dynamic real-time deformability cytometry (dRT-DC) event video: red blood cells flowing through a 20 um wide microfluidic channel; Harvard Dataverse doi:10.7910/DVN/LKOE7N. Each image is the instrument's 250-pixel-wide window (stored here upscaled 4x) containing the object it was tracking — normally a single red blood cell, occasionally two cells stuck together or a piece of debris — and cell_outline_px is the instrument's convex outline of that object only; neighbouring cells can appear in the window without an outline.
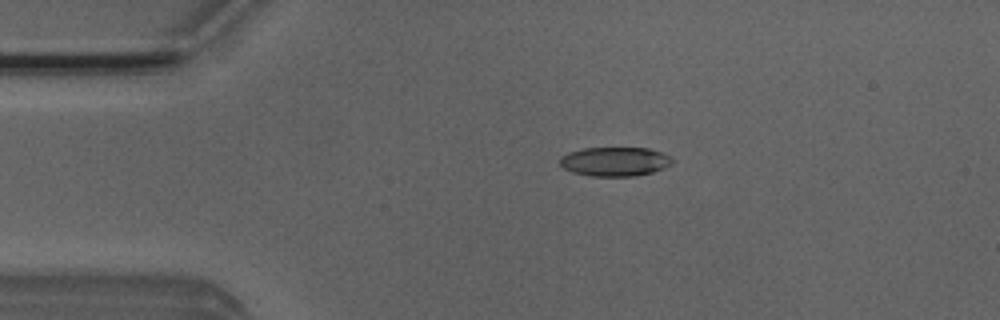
{"species": "Egyptian fruit bat (a non-hibernating species)", "species_latin": "Rousettus aegyptiacus", "temperature_condition": "room temperature", "stored_images_in_passage": 4, "camera_frame_rate_fps": 3000, "um_per_image_px": 0.085, "animal": {"sex": "male"}, "frame": {"image": 1, "passage_image": 3, "time_ms": 0.667, "image_size_px": [1000, 320], "cell_outline_px": [[676, 160], [672, 164], [664, 168], [652, 172], [632, 176], [592, 176], [572, 172], [564, 168], [560, 164], [560, 156], [568, 152], [584, 148], [648, 148], [672, 156]], "centroid_in_image_um": [52.29, 13.72], "position_along_channel_um": 32.7, "area_um2": 19.19}}